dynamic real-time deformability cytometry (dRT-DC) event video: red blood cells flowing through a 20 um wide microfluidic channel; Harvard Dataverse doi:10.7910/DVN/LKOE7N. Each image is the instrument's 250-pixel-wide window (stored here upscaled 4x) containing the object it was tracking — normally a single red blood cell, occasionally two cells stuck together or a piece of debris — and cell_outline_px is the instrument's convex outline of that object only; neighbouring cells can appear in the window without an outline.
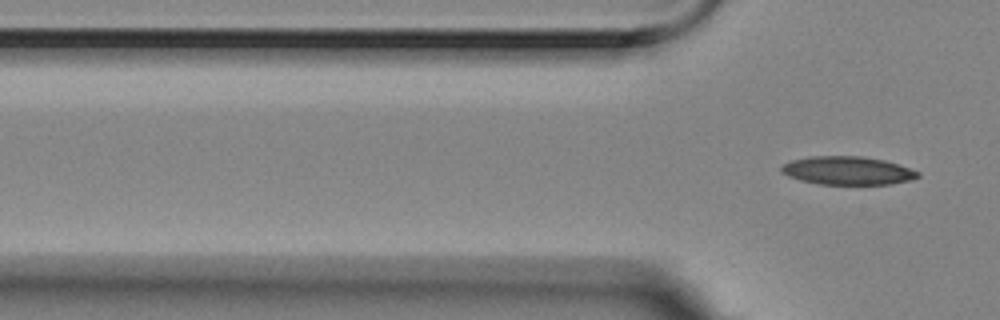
{"species": "Egyptian fruit bat (a non-hibernating species)", "species_latin": "Rousettus aegyptiacus", "temperature_condition": "room temperature", "stored_images_in_passage": 5, "segment_of_instrument_passage": [2, 2], "camera_frame_rate_fps": 3000, "um_per_image_px": 0.085, "animal": {"sex": "female"}, "frame": {"image": 1, "passage_image": 5, "time_ms": 1.333, "image_size_px": [1000, 320], "cell_outline_px": [[920, 176], [912, 180], [892, 184], [820, 184], [800, 180], [788, 176], [780, 172], [780, 168], [784, 164], [792, 160], [812, 156], [860, 156], [884, 160], [920, 172]], "centroid_in_image_um": [72.04, 14.5], "position_along_channel_um": 53.8, "area_um2": 22.43}}